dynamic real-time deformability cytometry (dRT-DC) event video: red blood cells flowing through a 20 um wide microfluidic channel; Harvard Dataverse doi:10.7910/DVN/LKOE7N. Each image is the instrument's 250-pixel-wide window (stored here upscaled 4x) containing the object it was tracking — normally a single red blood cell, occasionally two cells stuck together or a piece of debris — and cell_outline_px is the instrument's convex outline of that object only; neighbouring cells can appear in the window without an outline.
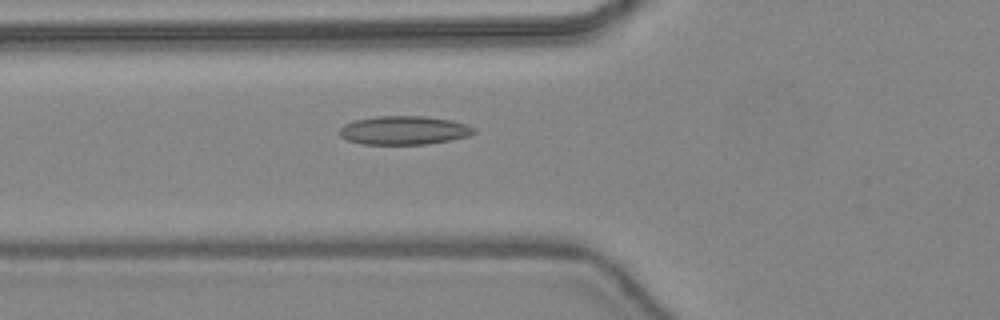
{"species": "common noctule bat (a hibernating species)", "species_latin": "Nyctalus noctula", "temperature_condition": "warm", "stored_images_in_passage": 23, "camera_frame_rate_fps": 3000, "um_per_image_px": 0.085, "animal": {"sex": "female", "body_mass_g": 24.6, "forearm_length_mm": 56.2}, "frame": {"image": 1, "passage_image": 3, "time_ms": 0.667, "image_size_px": [1000, 320], "cell_outline_px": [[476, 132], [468, 136], [428, 144], [360, 144], [348, 140], [340, 136], [340, 128], [344, 124], [356, 120], [376, 116], [424, 116], [452, 120], [468, 124], [476, 128]], "centroid_in_image_um": [34.36, 11.07], "position_along_channel_um": 91.4, "area_um2": 22.48}}
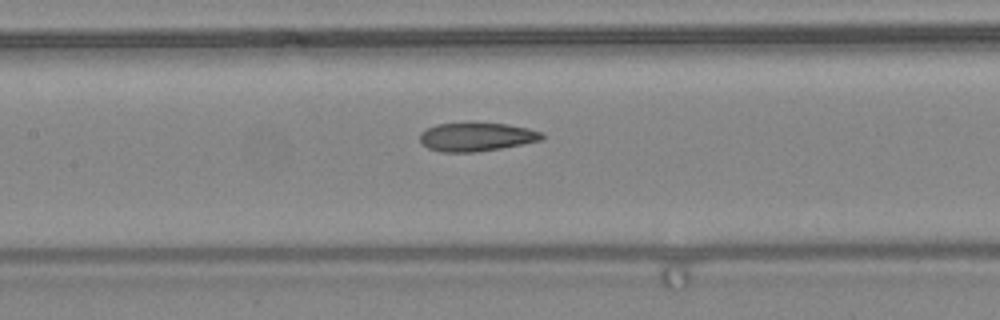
{"frame": {"image": 2, "passage_image": 8, "time_ms": 2.333, "image_size_px": [1000, 320], "cell_outline_px": [[544, 140], [500, 148], [476, 152], [440, 152], [428, 148], [420, 140], [420, 132], [436, 124], [508, 124], [528, 128], [544, 132]], "centroid_in_image_um": [40.54, 11.65], "position_along_channel_um": 166.9, "area_um2": 20.11}}
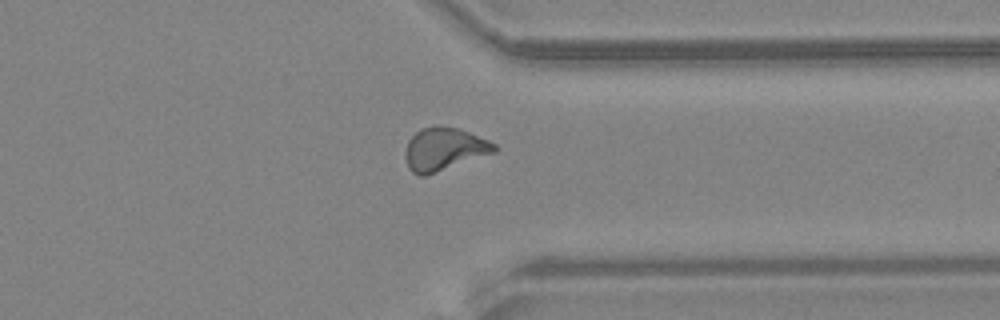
{"frame": {"image": 3, "passage_image": 22, "time_ms": 7.0, "image_size_px": [1000, 320], "cell_outline_px": [[500, 148], [496, 152], [424, 176], [420, 176], [412, 172], [408, 168], [404, 156], [404, 152], [408, 140], [420, 128], [436, 124], [456, 128], [468, 132], [488, 140], [496, 144]], "centroid_in_image_um": [37.73, 12.66], "position_along_channel_um": 373.7, "area_um2": 22.43}, "authors_computed_cell_mechanics": {"area_um2": 20.6346, "velocity_mm_per_s": 4.4814, "shape_relaxation_time_tau1_ms": null, "shape_relaxation_time_tau2_ms": 1.29, "deformation_change_tau1": null, "deformation_change_tau2": 0.0912}}